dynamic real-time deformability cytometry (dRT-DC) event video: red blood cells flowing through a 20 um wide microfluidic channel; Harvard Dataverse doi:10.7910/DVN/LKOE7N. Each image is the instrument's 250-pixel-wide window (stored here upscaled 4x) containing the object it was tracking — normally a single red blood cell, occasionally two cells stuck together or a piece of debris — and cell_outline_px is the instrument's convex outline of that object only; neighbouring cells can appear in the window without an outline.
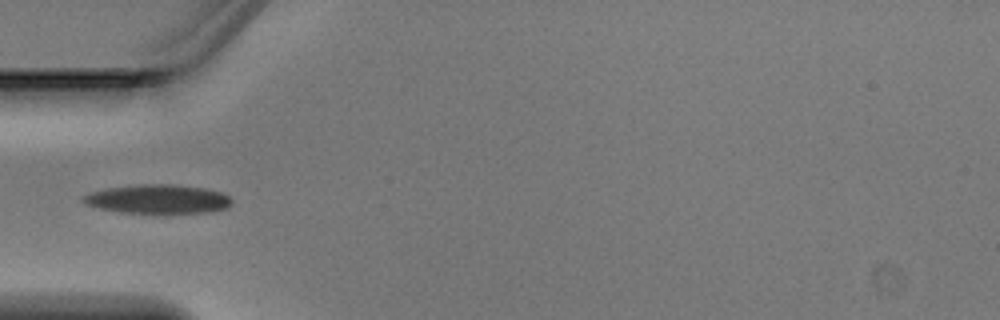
{"species": "Egyptian fruit bat (a non-hibernating species)", "species_latin": "Rousettus aegyptiacus", "temperature_condition": "warm", "stored_images_in_passage": 5, "camera_frame_rate_fps": 3000, "um_per_image_px": 0.085, "animal": {"sex": "male"}, "frame": {"image": 1, "passage_image": 5, "time_ms": 1.333, "image_size_px": [1000, 320], "cell_outline_px": [[232, 204], [228, 208], [212, 212], [124, 212], [100, 208], [88, 204], [80, 200], [80, 196], [88, 192], [108, 188], [136, 184], [176, 184], [208, 188], [220, 192], [228, 196], [232, 200]], "centroid_in_image_um": [13.44, 16.9], "position_along_channel_um": 71.6, "area_um2": 25.09}}